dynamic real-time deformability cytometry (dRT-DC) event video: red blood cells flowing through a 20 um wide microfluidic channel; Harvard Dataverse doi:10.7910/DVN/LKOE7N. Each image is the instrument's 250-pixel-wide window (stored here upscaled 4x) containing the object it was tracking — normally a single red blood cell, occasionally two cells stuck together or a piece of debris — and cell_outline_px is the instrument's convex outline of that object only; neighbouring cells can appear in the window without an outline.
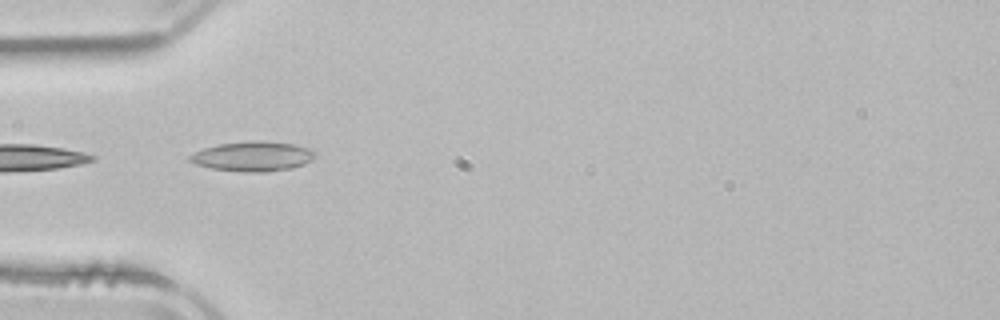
{"species": "common noctule bat (a hibernating species)", "species_latin": "Nyctalus noctula", "temperature_condition": "room temperature", "stored_images_in_passage": 2, "camera_frame_rate_fps": 3000, "um_per_image_px": 0.085, "animal": {"sex": "male", "body_mass_g": 21.5, "forearm_length_mm": 52.0}, "frame": {"image": 1, "passage_image": 1, "time_ms": 0.0, "image_size_px": [1000, 320], "cell_outline_px": [[316, 156], [312, 160], [304, 164], [292, 168], [268, 172], [240, 172], [212, 168], [196, 164], [188, 160], [188, 156], [204, 148], [220, 144], [296, 144], [308, 148], [316, 152]], "centroid_in_image_um": [21.51, 13.36], "position_along_channel_um": 63.5, "area_um2": 20.69}}
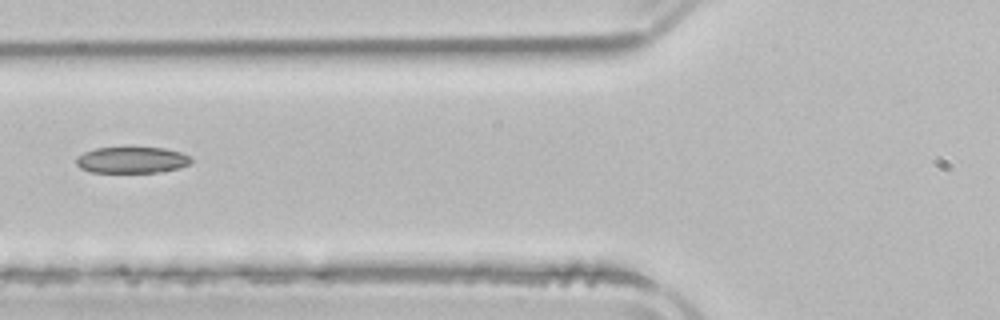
{"frame": {"image": 2, "passage_image": 2, "time_ms": 1.333, "image_size_px": [1000, 320], "cell_outline_px": [[192, 160], [188, 164], [176, 168], [156, 172], [92, 172], [80, 168], [76, 164], [76, 156], [84, 152], [96, 148], [164, 148], [180, 152], [188, 156]], "centroid_in_image_um": [11.15, 13.6], "position_along_channel_um": 114.7, "area_um2": 17.28}}